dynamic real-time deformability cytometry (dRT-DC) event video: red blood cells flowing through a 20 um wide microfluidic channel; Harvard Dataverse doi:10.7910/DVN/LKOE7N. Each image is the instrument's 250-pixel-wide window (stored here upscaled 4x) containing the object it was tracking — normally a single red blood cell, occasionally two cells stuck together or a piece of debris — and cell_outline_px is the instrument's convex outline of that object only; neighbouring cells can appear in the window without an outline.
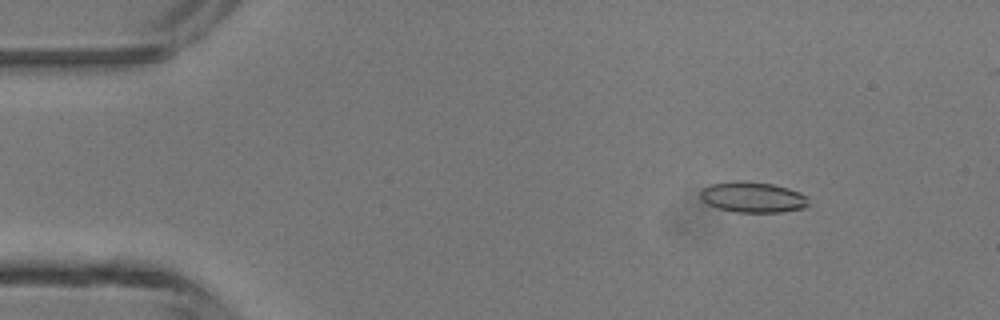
{"species": "common noctule bat (a hibernating species)", "species_latin": "Nyctalus noctula", "temperature_condition": "room temperature", "stored_images_in_passage": 4, "camera_frame_rate_fps": 3000, "um_per_image_px": 0.085, "animal": {"sex": "male", "body_mass_g": 13.3}, "frame": {"image": 1, "passage_image": 2, "time_ms": 1.333, "image_size_px": [1000, 320], "cell_outline_px": [[808, 204], [804, 208], [780, 212], [736, 212], [716, 208], [708, 204], [700, 196], [700, 192], [708, 184], [732, 180], [736, 180], [772, 184], [788, 188], [800, 192], [804, 196]], "centroid_in_image_um": [63.94, 16.75], "position_along_channel_um": 21.1, "area_um2": 19.25}}
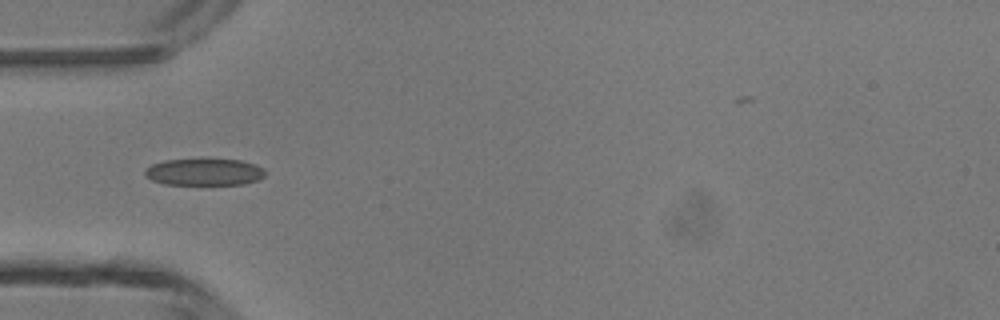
{"frame": {"image": 2, "passage_image": 4, "time_ms": 4.333, "image_size_px": [1000, 320], "cell_outline_px": [[264, 176], [256, 180], [244, 184], [164, 184], [152, 180], [144, 176], [144, 172], [152, 164], [164, 160], [240, 160], [256, 164], [264, 168]], "centroid_in_image_um": [17.36, 14.62], "position_along_channel_um": 67.6, "area_um2": 18.55}}